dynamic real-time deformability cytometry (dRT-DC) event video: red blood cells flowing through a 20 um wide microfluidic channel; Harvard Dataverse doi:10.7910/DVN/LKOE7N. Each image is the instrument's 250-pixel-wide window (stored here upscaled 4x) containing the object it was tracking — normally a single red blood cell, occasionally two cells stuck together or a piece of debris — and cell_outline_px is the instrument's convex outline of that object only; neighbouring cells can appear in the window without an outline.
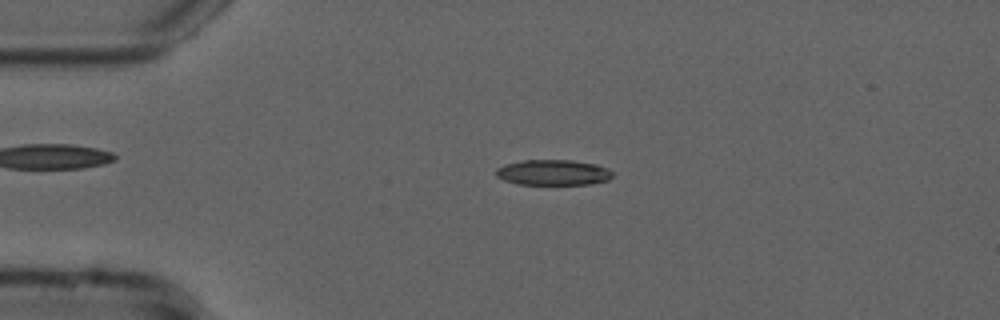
{"species": "common noctule bat (a hibernating species)", "species_latin": "Nyctalus noctula", "temperature_condition": "cold", "stored_images_in_passage": 22, "camera_frame_rate_fps": 3000, "um_per_image_px": 0.085, "animal": {"sex": "male", "forearm_length_mm": 52.5}, "frame": {"image": 1, "passage_image": 12, "time_ms": 3.667, "image_size_px": [1000, 320], "cell_outline_px": [[612, 176], [608, 180], [592, 184], [520, 184], [504, 180], [496, 176], [496, 168], [504, 164], [524, 160], [572, 160], [596, 164], [608, 168], [612, 172]], "centroid_in_image_um": [47.02, 14.65], "position_along_channel_um": 38.0, "area_um2": 17.34}}
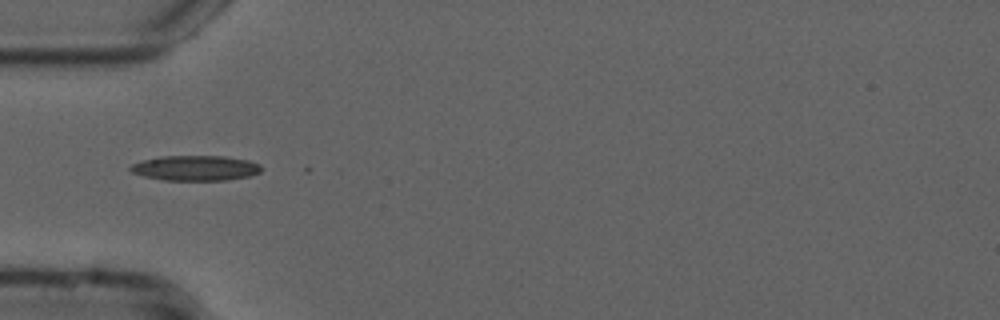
{"frame": {"image": 2, "passage_image": 17, "time_ms": 5.333, "image_size_px": [1000, 320], "cell_outline_px": [[264, 168], [260, 172], [248, 176], [228, 180], [164, 180], [144, 176], [132, 172], [128, 168], [132, 164], [144, 160], [160, 156], [224, 156], [248, 160], [260, 164]], "centroid_in_image_um": [16.64, 14.28], "position_along_channel_um": 68.4, "area_um2": 19.19}}
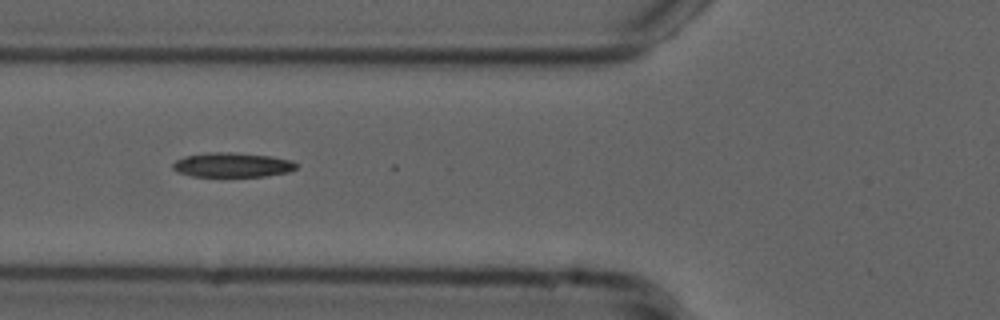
{"frame": {"image": 3, "passage_image": 20, "time_ms": 6.333, "image_size_px": [1000, 320], "cell_outline_px": [[296, 168], [288, 172], [264, 176], [192, 176], [176, 172], [172, 168], [172, 164], [176, 160], [184, 156], [208, 152], [236, 152], [272, 156], [292, 160], [296, 164]], "centroid_in_image_um": [19.72, 14.0], "position_along_channel_um": 106.1, "area_um2": 17.74}}